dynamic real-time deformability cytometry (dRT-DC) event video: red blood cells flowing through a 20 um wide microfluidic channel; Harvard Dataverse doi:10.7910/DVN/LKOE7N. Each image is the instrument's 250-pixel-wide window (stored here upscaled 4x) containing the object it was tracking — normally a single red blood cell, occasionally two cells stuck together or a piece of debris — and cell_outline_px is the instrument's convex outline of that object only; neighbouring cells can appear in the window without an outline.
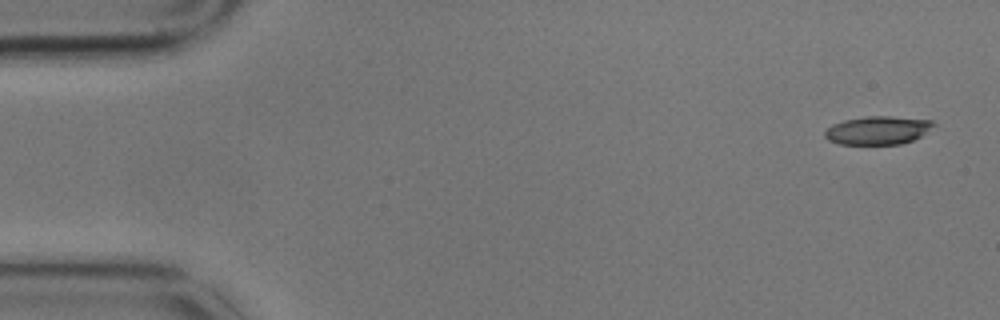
{"species": "common noctule bat (a hibernating species)", "species_latin": "Nyctalus noctula", "temperature_condition": "cold", "stored_images_in_passage": 5, "camera_frame_rate_fps": 3000, "um_per_image_px": 0.085, "animal": {"sex": "male", "body_mass_g": 17.9}, "frame": {"image": 1, "passage_image": 1, "time_ms": 0.0, "image_size_px": [1000, 320], "cell_outline_px": [[936, 124], [920, 136], [912, 140], [900, 144], [840, 144], [828, 140], [824, 136], [824, 132], [832, 124], [844, 120], [864, 116], [892, 116], [932, 120]], "centroid_in_image_um": [74.59, 11.07], "position_along_channel_um": 10.4, "area_um2": 17.92}}
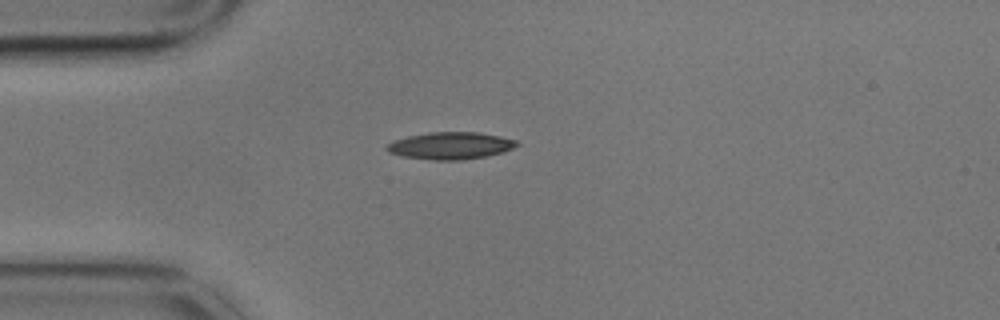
{"frame": {"image": 2, "passage_image": 4, "time_ms": 1.0, "image_size_px": [1000, 320], "cell_outline_px": [[520, 144], [504, 152], [484, 156], [460, 160], [432, 160], [400, 156], [388, 152], [384, 148], [392, 140], [408, 136], [428, 132], [480, 132], [500, 136], [516, 140]], "centroid_in_image_um": [38.26, 12.38], "position_along_channel_um": 46.7, "area_um2": 20.69}}